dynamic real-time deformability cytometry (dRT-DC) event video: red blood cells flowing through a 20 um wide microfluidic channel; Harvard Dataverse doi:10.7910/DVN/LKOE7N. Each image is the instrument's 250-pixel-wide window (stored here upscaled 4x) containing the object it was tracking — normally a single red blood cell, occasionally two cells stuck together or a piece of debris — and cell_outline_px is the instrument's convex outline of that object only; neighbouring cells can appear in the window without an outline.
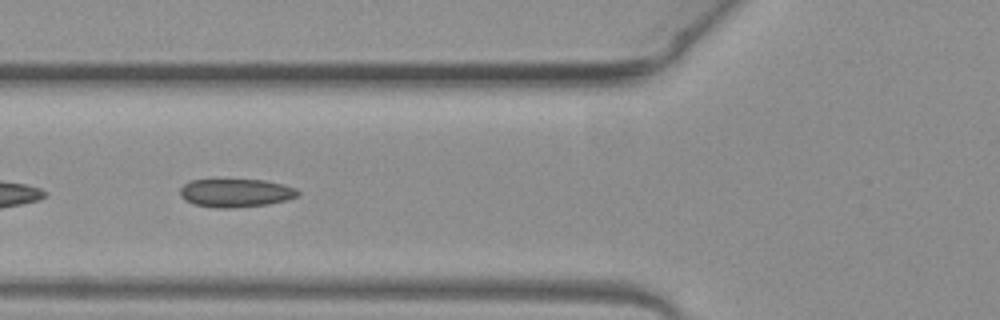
{"species": "common noctule bat (a hibernating species)", "species_latin": "Nyctalus noctula", "temperature_condition": "warm", "stored_images_in_passage": 11, "camera_frame_rate_fps": 3000, "um_per_image_px": 0.085, "animal": {"sex": "female", "body_mass_g": 19.3, "forearm_length_mm": 54.1}, "frame": {"image": 1, "passage_image": 7, "time_ms": 2.0, "image_size_px": [1000, 320], "cell_outline_px": [[300, 196], [288, 200], [268, 204], [236, 208], [212, 208], [192, 204], [184, 200], [180, 196], [180, 188], [184, 184], [192, 180], [264, 180], [296, 188], [300, 192]], "centroid_in_image_um": [20.03, 16.42], "position_along_channel_um": 105.8, "area_um2": 19.65}}